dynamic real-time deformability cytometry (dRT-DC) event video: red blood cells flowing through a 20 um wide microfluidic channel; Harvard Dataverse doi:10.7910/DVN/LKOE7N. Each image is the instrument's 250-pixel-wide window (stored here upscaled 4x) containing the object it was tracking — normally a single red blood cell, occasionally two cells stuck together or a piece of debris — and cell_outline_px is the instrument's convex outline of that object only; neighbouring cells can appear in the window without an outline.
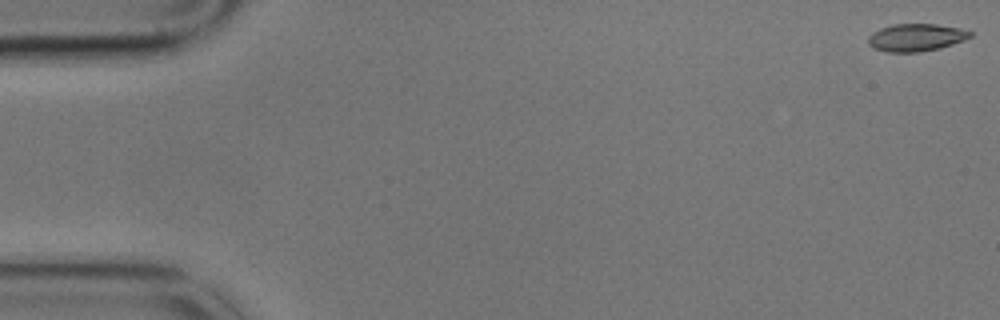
{"species": "common noctule bat (a hibernating species)", "species_latin": "Nyctalus noctula", "temperature_condition": "cold", "stored_images_in_passage": 9, "camera_frame_rate_fps": 3000, "um_per_image_px": 0.085, "animal": {"sex": "male", "body_mass_g": 17.9}, "frame": {"image": 1, "passage_image": 1, "time_ms": 0.0, "image_size_px": [1000, 320], "cell_outline_px": [[972, 36], [964, 40], [940, 48], [920, 52], [884, 52], [872, 48], [868, 44], [868, 36], [872, 32], [880, 28], [892, 24], [936, 24], [960, 28], [972, 32]], "centroid_in_image_um": [77.83, 3.19], "position_along_channel_um": 7.2, "area_um2": 16.53}}